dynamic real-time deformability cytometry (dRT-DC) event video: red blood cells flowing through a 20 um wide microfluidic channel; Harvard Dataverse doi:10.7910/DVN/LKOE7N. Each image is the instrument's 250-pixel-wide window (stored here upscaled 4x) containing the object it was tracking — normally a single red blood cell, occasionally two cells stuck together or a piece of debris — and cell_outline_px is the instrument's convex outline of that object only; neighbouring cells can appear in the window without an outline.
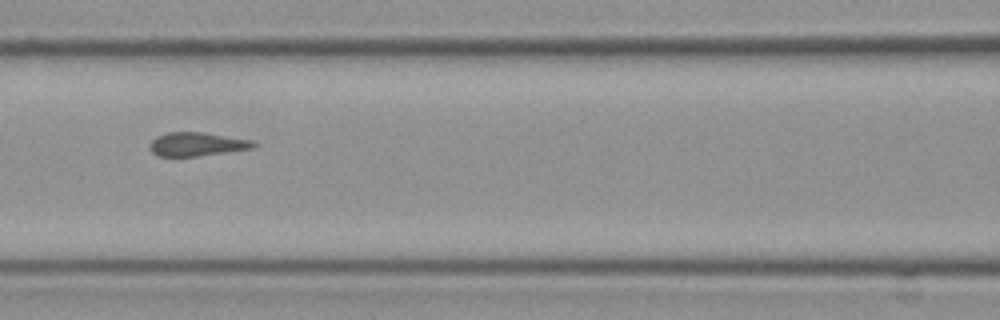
{"species": "Egyptian fruit bat (a non-hibernating species)", "species_latin": "Rousettus aegyptiacus", "temperature_condition": "cold", "stored_images_in_passage": 10, "camera_frame_rate_fps": 3000, "um_per_image_px": 0.085, "frame": {"image": 1, "passage_image": 9, "time_ms": 2.667, "image_size_px": [1000, 320], "cell_outline_px": [[256, 144], [252, 148], [196, 156], [160, 156], [152, 152], [148, 148], [148, 144], [156, 136], [168, 132], [204, 132], [252, 140]], "centroid_in_image_um": [16.68, 12.24], "position_along_channel_um": 149.9, "area_um2": 14.22}}
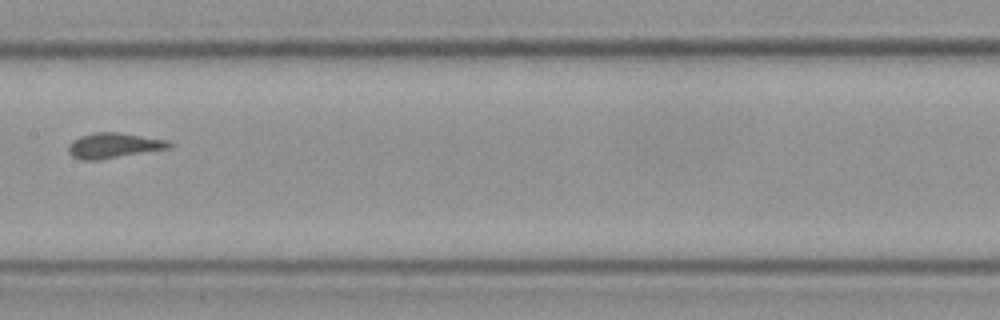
{"frame": {"image": 2, "passage_image": 10, "time_ms": 3.0, "image_size_px": [1000, 320], "cell_outline_px": [[172, 148], [96, 160], [80, 160], [72, 156], [68, 152], [68, 144], [72, 140], [80, 136], [92, 132], [120, 132], [168, 140], [172, 144]], "centroid_in_image_um": [9.65, 12.36], "position_along_channel_um": 197.7, "area_um2": 14.97}}